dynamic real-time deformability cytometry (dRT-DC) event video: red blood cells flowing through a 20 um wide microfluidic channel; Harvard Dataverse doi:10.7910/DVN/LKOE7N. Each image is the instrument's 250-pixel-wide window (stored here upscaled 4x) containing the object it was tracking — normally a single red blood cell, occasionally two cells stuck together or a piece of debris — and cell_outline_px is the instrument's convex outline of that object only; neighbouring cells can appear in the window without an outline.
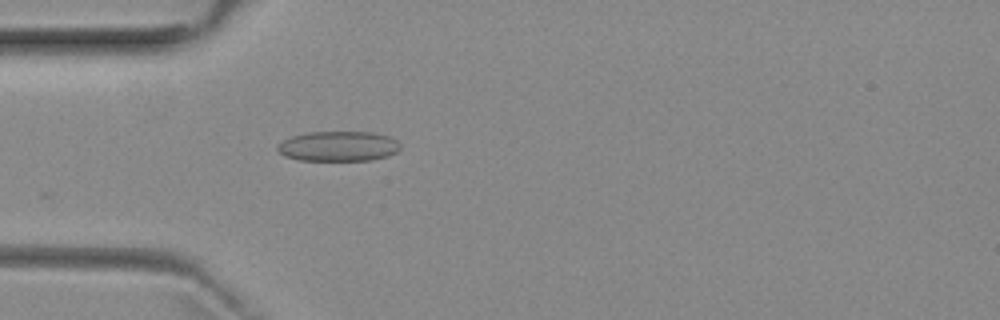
{"species": "common noctule bat (a hibernating species)", "species_latin": "Nyctalus noctula", "temperature_condition": "room temperature", "stored_images_in_passage": 10, "camera_frame_rate_fps": 3000, "um_per_image_px": 0.085, "animal": {"sex": "female", "body_mass_g": 29.2, "forearm_length_mm": 56.3}, "frame": {"image": 1, "passage_image": 2, "time_ms": 0.333, "image_size_px": [1000, 320], "cell_outline_px": [[400, 148], [396, 152], [388, 156], [372, 160], [300, 160], [284, 156], [276, 148], [276, 144], [292, 136], [308, 132], [372, 132], [392, 136], [400, 144]], "centroid_in_image_um": [28.78, 12.42], "position_along_channel_um": 56.2, "area_um2": 21.62}}
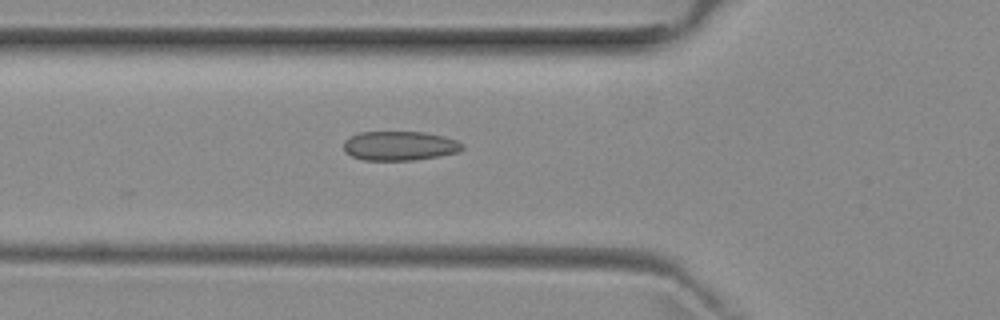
{"frame": {"image": 2, "passage_image": 5, "time_ms": 1.333, "image_size_px": [1000, 320], "cell_outline_px": [[464, 148], [460, 152], [440, 156], [412, 160], [364, 160], [352, 156], [344, 152], [344, 140], [348, 136], [360, 132], [424, 132], [444, 136], [456, 140], [464, 144]], "centroid_in_image_um": [33.98, 12.39], "position_along_channel_um": 91.8, "area_um2": 20.46}}
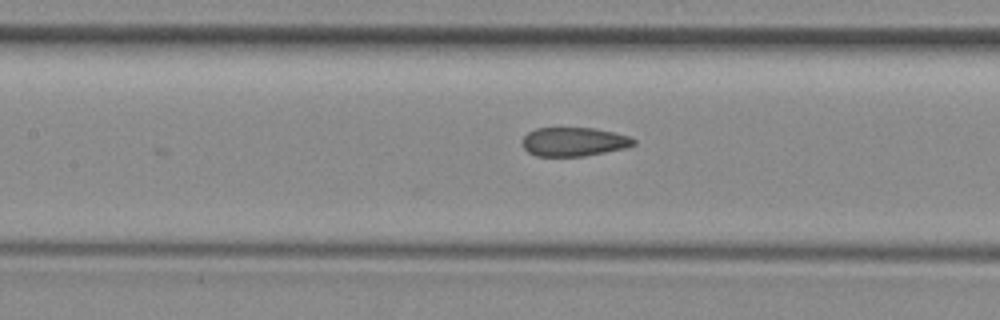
{"frame": {"image": 3, "passage_image": 10, "time_ms": 3.0, "image_size_px": [1000, 320], "cell_outline_px": [[636, 144], [624, 148], [584, 156], [536, 156], [528, 152], [524, 148], [520, 140], [528, 132], [536, 128], [592, 128], [612, 132], [628, 136], [636, 140]], "centroid_in_image_um": [48.73, 12.05], "position_along_channel_um": 158.7, "area_um2": 18.67}}